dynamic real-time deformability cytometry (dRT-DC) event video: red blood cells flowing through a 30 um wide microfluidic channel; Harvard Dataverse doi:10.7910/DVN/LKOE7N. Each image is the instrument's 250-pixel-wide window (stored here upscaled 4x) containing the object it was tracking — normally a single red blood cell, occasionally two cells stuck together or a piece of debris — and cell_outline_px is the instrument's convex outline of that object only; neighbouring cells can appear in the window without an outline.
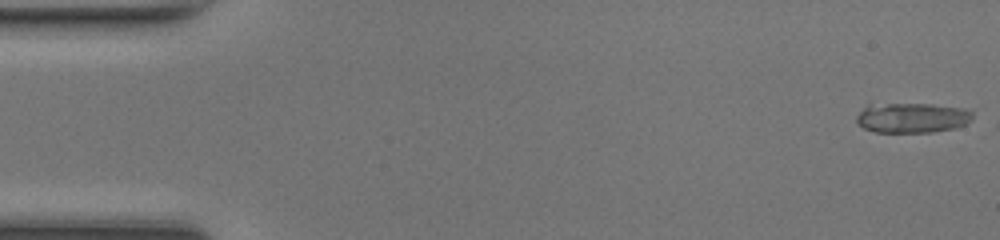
{"species": "common noctule bat (a hibernating species)", "species_latin": "Nyctalus noctula", "temperature_condition": "room temperature", "stored_images_in_passage": 11, "camera_frame_rate_fps": 3000, "um_per_image_px": 0.085, "animal": {"sex": "female", "body_mass_g": 17.0, "forearm_length_mm": 48.0}, "frame": {"image": 1, "passage_image": 1, "time_ms": 0.0, "image_size_px": [1000, 240], "cell_outline_px": [[972, 120], [956, 128], [932, 132], [876, 132], [864, 128], [856, 124], [856, 116], [868, 104], [932, 104], [972, 108]], "centroid_in_image_um": [77.57, 10.0], "position_along_channel_um": 7.4, "area_um2": 20.58}}